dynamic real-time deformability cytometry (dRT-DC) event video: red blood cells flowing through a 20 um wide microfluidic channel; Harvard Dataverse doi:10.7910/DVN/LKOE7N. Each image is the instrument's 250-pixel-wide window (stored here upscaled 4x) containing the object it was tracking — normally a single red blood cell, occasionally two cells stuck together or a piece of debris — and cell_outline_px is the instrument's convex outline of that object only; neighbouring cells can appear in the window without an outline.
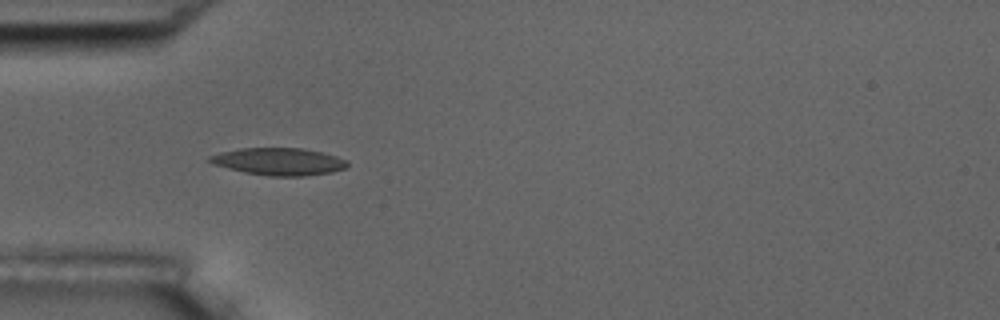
{"species": "common noctule bat (a hibernating species)", "species_latin": "Nyctalus noctula", "temperature_condition": "room temperature", "stored_images_in_passage": 7, "camera_frame_rate_fps": 3000, "um_per_image_px": 0.085, "animal": {"sex": "male", "body_mass_g": 17.5, "forearm_length_mm": 52.3}, "frame": {"image": 1, "passage_image": 5, "time_ms": 5.667, "image_size_px": [1000, 320], "cell_outline_px": [[348, 164], [344, 168], [332, 172], [304, 176], [268, 176], [244, 172], [212, 164], [208, 160], [208, 156], [220, 152], [240, 148], [304, 148], [336, 156], [348, 160]], "centroid_in_image_um": [23.68, 13.73], "position_along_channel_um": 61.3, "area_um2": 21.91}}